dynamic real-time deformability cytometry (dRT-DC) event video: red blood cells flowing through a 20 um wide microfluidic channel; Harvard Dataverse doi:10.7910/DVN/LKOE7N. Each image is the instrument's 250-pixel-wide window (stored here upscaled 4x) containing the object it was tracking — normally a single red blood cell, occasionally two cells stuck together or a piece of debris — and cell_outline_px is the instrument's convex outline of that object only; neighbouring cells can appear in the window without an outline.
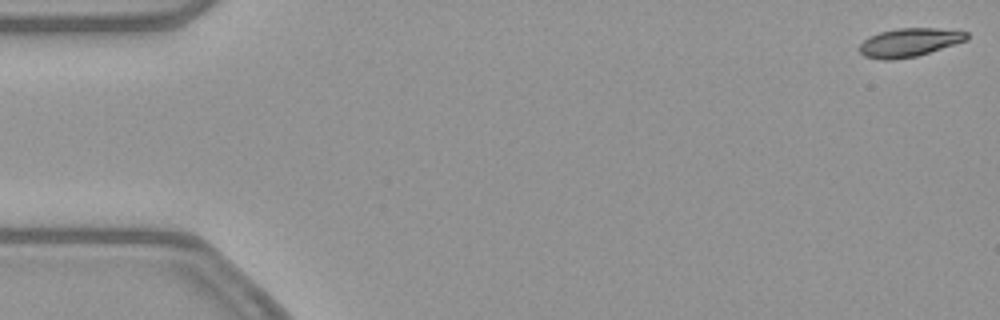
{"species": "common noctule bat (a hibernating species)", "species_latin": "Nyctalus noctula", "temperature_condition": "warm", "stored_images_in_passage": 53, "camera_frame_rate_fps": 3000, "um_per_image_px": 0.085, "animal": {"sex": "female", "body_mass_g": 21.9}, "frame": {"image": 1, "passage_image": 1, "time_ms": 0.0, "image_size_px": [1000, 320], "cell_outline_px": [[968, 40], [916, 56], [892, 60], [880, 60], [864, 56], [860, 52], [860, 44], [868, 36], [880, 32], [896, 28], [936, 28], [968, 32]], "centroid_in_image_um": [77.27, 3.61], "position_along_channel_um": 7.7, "area_um2": 17.8}}
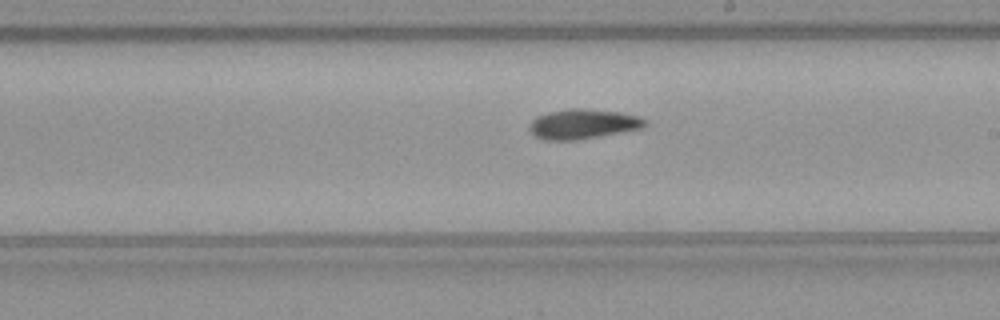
{"frame": {"image": 2, "passage_image": 30, "time_ms": 9.667, "image_size_px": [1000, 320], "cell_outline_px": [[648, 124], [640, 128], [600, 136], [576, 140], [544, 140], [532, 136], [528, 128], [528, 124], [536, 116], [548, 112], [572, 108], [584, 108], [620, 112], [636, 116], [648, 120]], "centroid_in_image_um": [49.49, 10.54], "position_along_channel_um": 239.5, "area_um2": 20.23}}
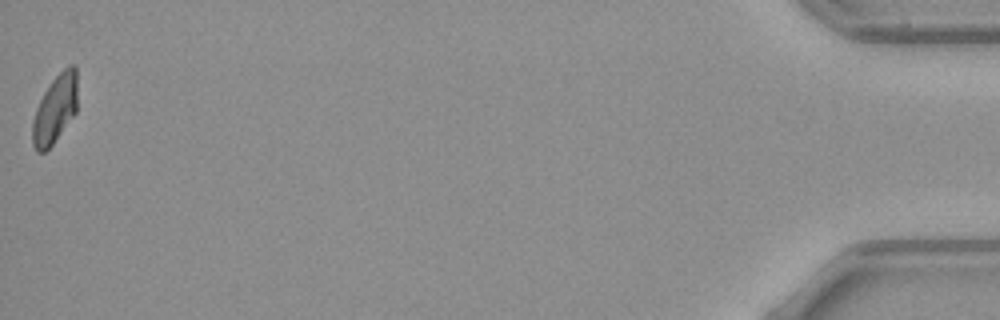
{"frame": {"image": 3, "passage_image": 53, "time_ms": 17.333, "image_size_px": [1000, 320], "cell_outline_px": [[76, 112], [52, 144], [44, 152], [36, 152], [32, 144], [32, 120], [36, 108], [44, 92], [52, 80], [68, 64], [76, 64]], "centroid_in_image_um": [4.66, 9.27], "position_along_channel_um": 430.5, "area_um2": 17.74}, "authors_computed_cell_mechanics": {"area_um2": 18.9584, "velocity_mm_per_s": 3.8691, "shape_relaxation_time_tau1_ms": 7.3889, "shape_relaxation_time_tau2_ms": 5.4031, "deformation_change_tau1": 0.2126, "deformation_change_tau2": 0.1046}}